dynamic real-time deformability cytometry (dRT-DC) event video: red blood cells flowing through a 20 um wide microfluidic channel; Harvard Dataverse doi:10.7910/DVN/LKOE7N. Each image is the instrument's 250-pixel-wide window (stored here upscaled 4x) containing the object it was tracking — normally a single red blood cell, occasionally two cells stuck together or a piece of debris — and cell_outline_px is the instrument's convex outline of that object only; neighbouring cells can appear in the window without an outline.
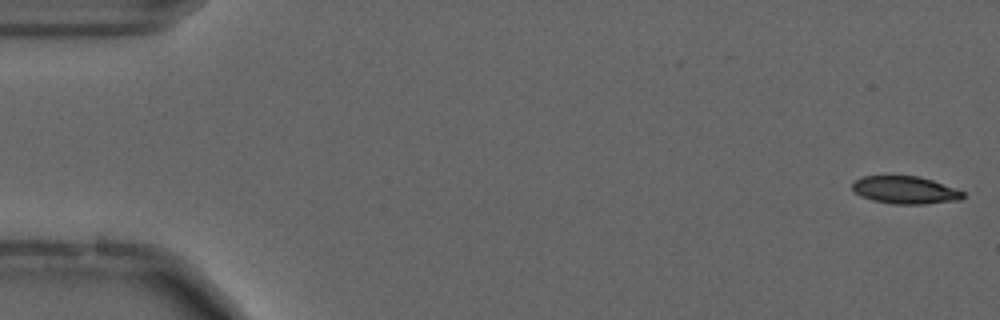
{"species": "common noctule bat (a hibernating species)", "species_latin": "Nyctalus noctula", "temperature_condition": "cold", "stored_images_in_passage": 55, "camera_frame_rate_fps": 3000, "um_per_image_px": 0.085, "animal": {"sex": "male", "forearm_length_mm": 52.5}, "frame": {"image": 1, "passage_image": 1, "time_ms": 0.0, "image_size_px": [1000, 320], "cell_outline_px": [[964, 196], [960, 200], [924, 204], [892, 204], [872, 200], [860, 196], [852, 188], [852, 184], [860, 176], [920, 176], [932, 180], [964, 192]], "centroid_in_image_um": [76.92, 16.15], "position_along_channel_um": 8.1, "area_um2": 17.74}}
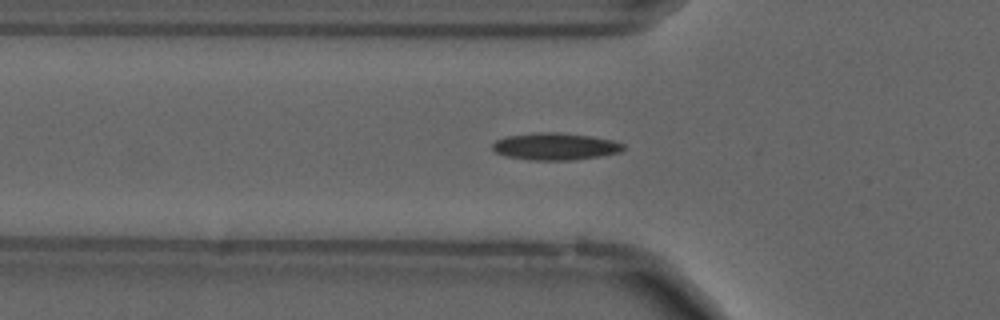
{"frame": {"image": 2, "passage_image": 18, "time_ms": 5.667, "image_size_px": [1000, 320], "cell_outline_px": [[624, 148], [620, 152], [600, 156], [572, 160], [528, 160], [508, 156], [496, 152], [492, 148], [492, 144], [496, 140], [504, 136], [536, 132], [560, 132], [592, 136], [612, 140], [624, 144]], "centroid_in_image_um": [47.18, 12.44], "position_along_channel_um": 78.6, "area_um2": 20.75}, "authors_computed_cell_mechanics": {"area_um2": 18.5538, "velocity_mm_per_s": 3.7025, "shape_relaxation_time_tau1_ms": null, "shape_relaxation_time_tau2_ms": 4.8285, "deformation_change_tau1": null, "deformation_change_tau2": 0.1164}}